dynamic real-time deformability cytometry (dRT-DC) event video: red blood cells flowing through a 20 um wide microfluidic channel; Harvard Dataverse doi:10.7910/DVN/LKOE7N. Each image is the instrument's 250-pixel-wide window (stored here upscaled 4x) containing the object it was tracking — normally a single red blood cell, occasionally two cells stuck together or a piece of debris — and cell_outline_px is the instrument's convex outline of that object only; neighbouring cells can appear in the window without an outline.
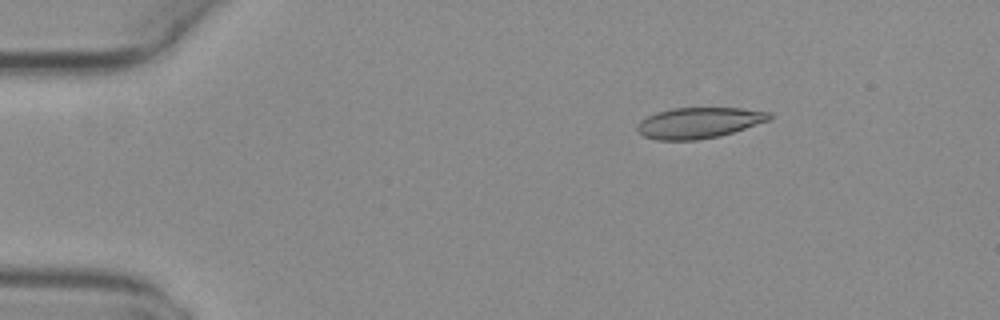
{"species": "common noctule bat (a hibernating species)", "species_latin": "Nyctalus noctula", "temperature_condition": "warm", "stored_images_in_passage": 39, "camera_frame_rate_fps": 3000, "um_per_image_px": 0.085, "animal": {"sex": "female", "body_mass_g": 29.2, "forearm_length_mm": 56.3}, "frame": {"image": 1, "passage_image": 2, "time_ms": 0.333, "image_size_px": [1000, 320], "cell_outline_px": [[772, 116], [768, 120], [720, 136], [696, 140], [656, 140], [644, 136], [636, 128], [636, 124], [640, 120], [656, 112], [672, 108], [744, 108], [772, 112]], "centroid_in_image_um": [59.38, 10.43], "position_along_channel_um": 25.6, "area_um2": 23.7}}
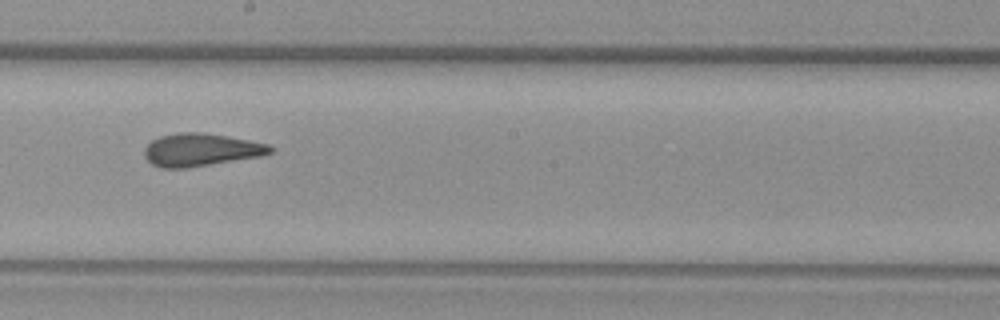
{"frame": {"image": 2, "passage_image": 23, "time_ms": 7.333, "image_size_px": [1000, 320], "cell_outline_px": [[276, 148], [272, 152], [260, 156], [184, 168], [164, 168], [152, 164], [144, 156], [144, 148], [152, 140], [160, 136], [180, 132], [204, 132], [248, 140], [268, 144]], "centroid_in_image_um": [17.06, 12.72], "position_along_channel_um": 231.1, "area_um2": 23.81}}
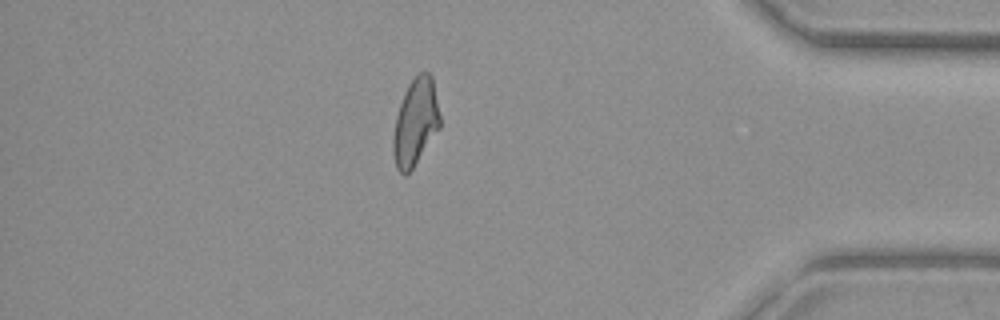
{"frame": {"image": 3, "passage_image": 38, "time_ms": 12.333, "image_size_px": [1000, 320], "cell_outline_px": [[440, 128], [412, 168], [404, 176], [396, 168], [392, 152], [392, 140], [396, 116], [404, 92], [408, 84], [420, 72], [428, 72], [432, 76], [440, 116]], "centroid_in_image_um": [35.3, 10.39], "position_along_channel_um": 399.9, "area_um2": 23.58}}